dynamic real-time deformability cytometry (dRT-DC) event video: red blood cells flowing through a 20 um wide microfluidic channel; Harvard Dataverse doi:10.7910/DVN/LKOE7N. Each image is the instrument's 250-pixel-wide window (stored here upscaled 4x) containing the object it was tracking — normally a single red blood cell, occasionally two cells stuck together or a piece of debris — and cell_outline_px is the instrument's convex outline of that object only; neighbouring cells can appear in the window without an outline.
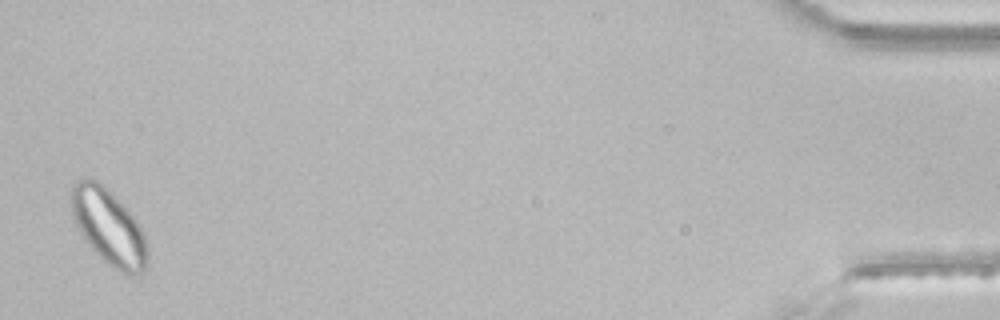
{"species": "common noctule bat (a hibernating species)", "species_latin": "Nyctalus noctula", "temperature_condition": "room temperature", "stored_images_in_passage": 33, "segment_of_instrument_passage": [2, 2], "camera_frame_rate_fps": 3000, "um_per_image_px": 0.085, "animal": {"sex": "male", "body_mass_g": 21.5, "forearm_length_mm": 52.0}, "frame": {"image": 1, "passage_image": 33, "time_ms": 10.667, "image_size_px": [1000, 320], "cell_outline_px": [[148, 264], [136, 276], [132, 276], [120, 272], [112, 268], [84, 240], [76, 224], [72, 212], [72, 184], [80, 176], [92, 176], [128, 208], [140, 224], [148, 248]], "centroid_in_image_um": [9.25, 19.27], "position_along_channel_um": 425.9, "area_um2": 33.87}}